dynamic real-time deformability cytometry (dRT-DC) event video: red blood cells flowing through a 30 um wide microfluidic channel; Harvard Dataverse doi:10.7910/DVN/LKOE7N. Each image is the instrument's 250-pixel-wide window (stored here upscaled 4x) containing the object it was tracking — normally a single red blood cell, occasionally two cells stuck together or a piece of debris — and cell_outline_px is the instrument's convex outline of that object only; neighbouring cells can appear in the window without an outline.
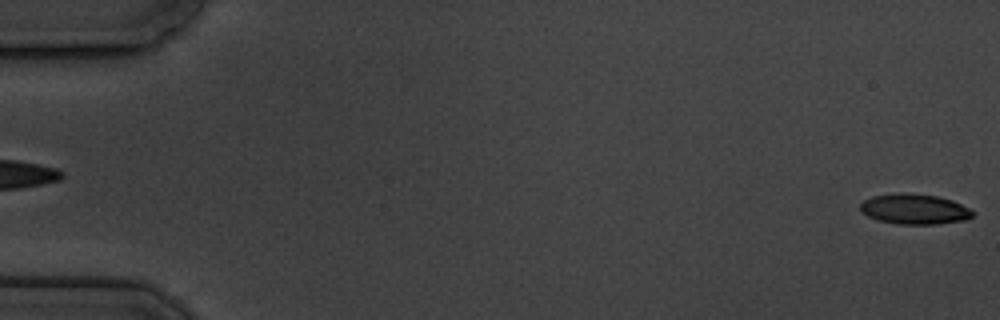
{"species": "common noctule bat (a hibernating species)", "species_latin": "Nyctalus noctula", "temperature_condition": "cold", "stored_images_in_passage": 6, "camera_frame_rate_fps": 3000, "um_per_image_px": 0.085, "animal": {"sex": "male", "body_mass_g": 19.5, "forearm_length_mm": 54.6}, "frame": {"image": 1, "passage_image": 6, "time_ms": 6.0, "image_size_px": [1000, 320], "cell_outline_px": [[976, 212], [972, 216], [964, 220], [936, 224], [896, 224], [876, 220], [868, 216], [860, 208], [860, 204], [864, 200], [872, 196], [900, 192], [904, 192], [936, 196], [952, 200]], "centroid_in_image_um": [77.71, 17.77], "position_along_channel_um": 7.3, "area_um2": 19.83}}